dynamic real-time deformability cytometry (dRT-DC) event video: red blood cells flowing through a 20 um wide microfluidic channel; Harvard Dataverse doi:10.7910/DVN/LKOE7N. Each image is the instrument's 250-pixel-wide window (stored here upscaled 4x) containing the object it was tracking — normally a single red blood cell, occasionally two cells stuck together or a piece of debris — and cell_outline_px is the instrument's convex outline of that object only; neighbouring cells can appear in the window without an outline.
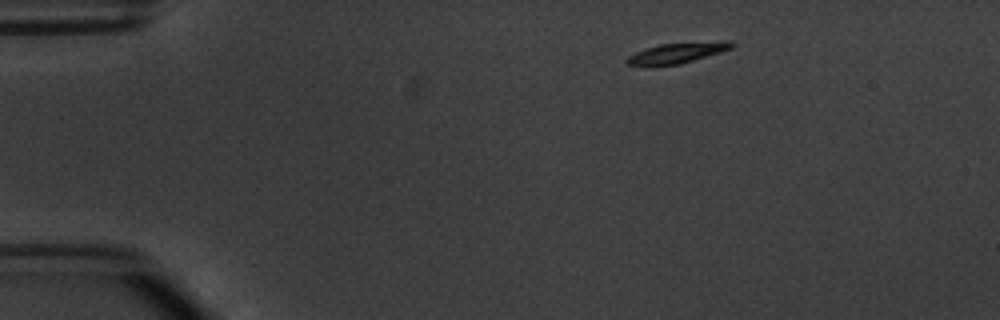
{"species": "common noctule bat (a hibernating species)", "species_latin": "Nyctalus noctula", "temperature_condition": "warm", "stored_images_in_passage": 2, "camera_frame_rate_fps": 3000, "um_per_image_px": 0.085, "animal": {"sex": "male", "body_mass_g": 20.1, "forearm_length_mm": 53.5}, "frame": {"image": 1, "passage_image": 1, "time_ms": 0.0, "image_size_px": [1000, 320], "cell_outline_px": [[736, 44], [732, 48], [720, 52], [680, 64], [652, 68], [644, 68], [628, 64], [624, 60], [628, 56], [636, 52], [660, 44], [720, 40], [728, 40]], "centroid_in_image_um": [57.52, 4.53], "position_along_channel_um": 27.5, "area_um2": 13.06}}